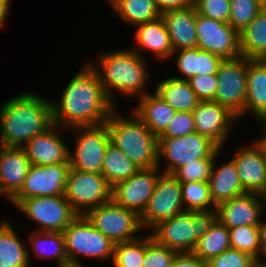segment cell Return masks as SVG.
I'll return each instance as SVG.
<instances>
[{"mask_svg": "<svg viewBox=\"0 0 266 267\" xmlns=\"http://www.w3.org/2000/svg\"><path fill=\"white\" fill-rule=\"evenodd\" d=\"M91 62L71 78L60 101L51 102L53 124L61 130L104 124L116 109Z\"/></svg>", "mask_w": 266, "mask_h": 267, "instance_id": "6da1fadb", "label": "cell"}, {"mask_svg": "<svg viewBox=\"0 0 266 267\" xmlns=\"http://www.w3.org/2000/svg\"><path fill=\"white\" fill-rule=\"evenodd\" d=\"M27 92V93H26ZM0 107V145L23 147L53 125L51 101L26 91Z\"/></svg>", "mask_w": 266, "mask_h": 267, "instance_id": "7a4b0ae2", "label": "cell"}, {"mask_svg": "<svg viewBox=\"0 0 266 267\" xmlns=\"http://www.w3.org/2000/svg\"><path fill=\"white\" fill-rule=\"evenodd\" d=\"M98 55L99 64L93 62L91 65L95 67L100 76L105 94L116 107V100L113 96V92L116 90L119 94L128 97L137 95L142 97L149 93L145 86L151 79V74L145 57H141L130 47L129 49L105 51Z\"/></svg>", "mask_w": 266, "mask_h": 267, "instance_id": "3957f363", "label": "cell"}, {"mask_svg": "<svg viewBox=\"0 0 266 267\" xmlns=\"http://www.w3.org/2000/svg\"><path fill=\"white\" fill-rule=\"evenodd\" d=\"M128 118L117 108L105 122L110 141L120 149L139 169L158 167V137L133 112Z\"/></svg>", "mask_w": 266, "mask_h": 267, "instance_id": "277c9868", "label": "cell"}, {"mask_svg": "<svg viewBox=\"0 0 266 267\" xmlns=\"http://www.w3.org/2000/svg\"><path fill=\"white\" fill-rule=\"evenodd\" d=\"M217 220V209L184 211L155 225L150 233L152 239L177 253H192Z\"/></svg>", "mask_w": 266, "mask_h": 267, "instance_id": "5b68a950", "label": "cell"}, {"mask_svg": "<svg viewBox=\"0 0 266 267\" xmlns=\"http://www.w3.org/2000/svg\"><path fill=\"white\" fill-rule=\"evenodd\" d=\"M68 261L86 256L98 261L113 260L115 244L97 230L85 215H78L63 231Z\"/></svg>", "mask_w": 266, "mask_h": 267, "instance_id": "8992f818", "label": "cell"}, {"mask_svg": "<svg viewBox=\"0 0 266 267\" xmlns=\"http://www.w3.org/2000/svg\"><path fill=\"white\" fill-rule=\"evenodd\" d=\"M220 149L208 137L197 132L181 137L158 138V168L165 158L167 163L162 173L173 174L185 164L199 159H214Z\"/></svg>", "mask_w": 266, "mask_h": 267, "instance_id": "52a82bcc", "label": "cell"}, {"mask_svg": "<svg viewBox=\"0 0 266 267\" xmlns=\"http://www.w3.org/2000/svg\"><path fill=\"white\" fill-rule=\"evenodd\" d=\"M85 216L114 244L129 242L142 236L139 233L143 230L140 215L117 205L113 200L90 209Z\"/></svg>", "mask_w": 266, "mask_h": 267, "instance_id": "ba28073f", "label": "cell"}, {"mask_svg": "<svg viewBox=\"0 0 266 267\" xmlns=\"http://www.w3.org/2000/svg\"><path fill=\"white\" fill-rule=\"evenodd\" d=\"M64 196L78 215H85L112 200V186L102 174L70 168Z\"/></svg>", "mask_w": 266, "mask_h": 267, "instance_id": "9c48e42d", "label": "cell"}, {"mask_svg": "<svg viewBox=\"0 0 266 267\" xmlns=\"http://www.w3.org/2000/svg\"><path fill=\"white\" fill-rule=\"evenodd\" d=\"M69 130L75 133L74 151L70 150L69 155L71 169L102 174L105 152L111 143L106 123Z\"/></svg>", "mask_w": 266, "mask_h": 267, "instance_id": "30bf717a", "label": "cell"}, {"mask_svg": "<svg viewBox=\"0 0 266 267\" xmlns=\"http://www.w3.org/2000/svg\"><path fill=\"white\" fill-rule=\"evenodd\" d=\"M15 207L39 225L36 231L62 232L78 216L64 195L22 199Z\"/></svg>", "mask_w": 266, "mask_h": 267, "instance_id": "8fae6325", "label": "cell"}, {"mask_svg": "<svg viewBox=\"0 0 266 267\" xmlns=\"http://www.w3.org/2000/svg\"><path fill=\"white\" fill-rule=\"evenodd\" d=\"M216 74L218 85L214 101L241 120L247 96V58L222 60Z\"/></svg>", "mask_w": 266, "mask_h": 267, "instance_id": "7c38bea8", "label": "cell"}, {"mask_svg": "<svg viewBox=\"0 0 266 267\" xmlns=\"http://www.w3.org/2000/svg\"><path fill=\"white\" fill-rule=\"evenodd\" d=\"M184 211L181 183L172 174L162 173L146 209L140 215L142 227L150 230Z\"/></svg>", "mask_w": 266, "mask_h": 267, "instance_id": "4fadbf2b", "label": "cell"}, {"mask_svg": "<svg viewBox=\"0 0 266 267\" xmlns=\"http://www.w3.org/2000/svg\"><path fill=\"white\" fill-rule=\"evenodd\" d=\"M197 48L224 59L241 57L239 32L224 23L197 13Z\"/></svg>", "mask_w": 266, "mask_h": 267, "instance_id": "5bb4252c", "label": "cell"}, {"mask_svg": "<svg viewBox=\"0 0 266 267\" xmlns=\"http://www.w3.org/2000/svg\"><path fill=\"white\" fill-rule=\"evenodd\" d=\"M70 164L33 165L22 188L9 200L17 205L22 199L64 195Z\"/></svg>", "mask_w": 266, "mask_h": 267, "instance_id": "9a60e30c", "label": "cell"}, {"mask_svg": "<svg viewBox=\"0 0 266 267\" xmlns=\"http://www.w3.org/2000/svg\"><path fill=\"white\" fill-rule=\"evenodd\" d=\"M158 167L140 169L129 179L117 182L112 187V200L126 209L141 215L151 198L159 176ZM159 173V174H158Z\"/></svg>", "mask_w": 266, "mask_h": 267, "instance_id": "2e32d148", "label": "cell"}, {"mask_svg": "<svg viewBox=\"0 0 266 267\" xmlns=\"http://www.w3.org/2000/svg\"><path fill=\"white\" fill-rule=\"evenodd\" d=\"M195 130L223 148L238 117L228 108L215 101H200L192 111Z\"/></svg>", "mask_w": 266, "mask_h": 267, "instance_id": "e0dca14e", "label": "cell"}, {"mask_svg": "<svg viewBox=\"0 0 266 267\" xmlns=\"http://www.w3.org/2000/svg\"><path fill=\"white\" fill-rule=\"evenodd\" d=\"M58 127V125L53 124L42 134L34 136L22 147L31 164H70V148L59 136Z\"/></svg>", "mask_w": 266, "mask_h": 267, "instance_id": "ac0fdd59", "label": "cell"}, {"mask_svg": "<svg viewBox=\"0 0 266 267\" xmlns=\"http://www.w3.org/2000/svg\"><path fill=\"white\" fill-rule=\"evenodd\" d=\"M233 156L239 181L246 193L257 194L266 186V157L262 148L254 142L237 149Z\"/></svg>", "mask_w": 266, "mask_h": 267, "instance_id": "d6986e66", "label": "cell"}, {"mask_svg": "<svg viewBox=\"0 0 266 267\" xmlns=\"http://www.w3.org/2000/svg\"><path fill=\"white\" fill-rule=\"evenodd\" d=\"M217 219L228 229L239 226H258L262 220V207L255 193H246L219 204ZM261 218V219H260Z\"/></svg>", "mask_w": 266, "mask_h": 267, "instance_id": "ffe728a7", "label": "cell"}, {"mask_svg": "<svg viewBox=\"0 0 266 267\" xmlns=\"http://www.w3.org/2000/svg\"><path fill=\"white\" fill-rule=\"evenodd\" d=\"M30 166L22 147L0 145V194L8 201L22 188Z\"/></svg>", "mask_w": 266, "mask_h": 267, "instance_id": "44dd1931", "label": "cell"}, {"mask_svg": "<svg viewBox=\"0 0 266 267\" xmlns=\"http://www.w3.org/2000/svg\"><path fill=\"white\" fill-rule=\"evenodd\" d=\"M196 15L197 10L194 5L161 14L171 39L173 52L180 49L197 48Z\"/></svg>", "mask_w": 266, "mask_h": 267, "instance_id": "7402d4cb", "label": "cell"}, {"mask_svg": "<svg viewBox=\"0 0 266 267\" xmlns=\"http://www.w3.org/2000/svg\"><path fill=\"white\" fill-rule=\"evenodd\" d=\"M136 28L135 41L137 43L133 48H130L131 50L141 57H144L143 48L151 50L154 57L156 56L160 60L172 57L173 46L164 20L161 17L154 21L140 24Z\"/></svg>", "mask_w": 266, "mask_h": 267, "instance_id": "603a6c76", "label": "cell"}, {"mask_svg": "<svg viewBox=\"0 0 266 267\" xmlns=\"http://www.w3.org/2000/svg\"><path fill=\"white\" fill-rule=\"evenodd\" d=\"M221 150L215 154L211 176L208 181L210 196L216 207L225 201L246 194L239 181L237 167L233 159H230L224 165L215 166L217 163L215 160L221 154Z\"/></svg>", "mask_w": 266, "mask_h": 267, "instance_id": "cb8c5ba5", "label": "cell"}, {"mask_svg": "<svg viewBox=\"0 0 266 267\" xmlns=\"http://www.w3.org/2000/svg\"><path fill=\"white\" fill-rule=\"evenodd\" d=\"M261 120L266 115V60L247 59V96L243 116Z\"/></svg>", "mask_w": 266, "mask_h": 267, "instance_id": "d4e9b609", "label": "cell"}, {"mask_svg": "<svg viewBox=\"0 0 266 267\" xmlns=\"http://www.w3.org/2000/svg\"><path fill=\"white\" fill-rule=\"evenodd\" d=\"M132 112L154 135L159 137L177 111L153 92L139 97L138 104L132 109Z\"/></svg>", "mask_w": 266, "mask_h": 267, "instance_id": "484cf974", "label": "cell"}, {"mask_svg": "<svg viewBox=\"0 0 266 267\" xmlns=\"http://www.w3.org/2000/svg\"><path fill=\"white\" fill-rule=\"evenodd\" d=\"M178 53V54H176ZM177 56L175 59L178 71L181 76L174 78L180 80H188L195 75L216 74L218 67L222 62V58L199 48H188L174 51L172 56ZM183 76V77H182Z\"/></svg>", "mask_w": 266, "mask_h": 267, "instance_id": "4316f807", "label": "cell"}, {"mask_svg": "<svg viewBox=\"0 0 266 267\" xmlns=\"http://www.w3.org/2000/svg\"><path fill=\"white\" fill-rule=\"evenodd\" d=\"M15 228L6 220L0 223V267H31V251L20 241Z\"/></svg>", "mask_w": 266, "mask_h": 267, "instance_id": "83f0119b", "label": "cell"}, {"mask_svg": "<svg viewBox=\"0 0 266 267\" xmlns=\"http://www.w3.org/2000/svg\"><path fill=\"white\" fill-rule=\"evenodd\" d=\"M240 54L249 60H266V7L239 32Z\"/></svg>", "mask_w": 266, "mask_h": 267, "instance_id": "f1b7e54d", "label": "cell"}, {"mask_svg": "<svg viewBox=\"0 0 266 267\" xmlns=\"http://www.w3.org/2000/svg\"><path fill=\"white\" fill-rule=\"evenodd\" d=\"M155 93L177 112H192L200 100L191 89L188 80L165 78L156 85Z\"/></svg>", "mask_w": 266, "mask_h": 267, "instance_id": "f546056e", "label": "cell"}, {"mask_svg": "<svg viewBox=\"0 0 266 267\" xmlns=\"http://www.w3.org/2000/svg\"><path fill=\"white\" fill-rule=\"evenodd\" d=\"M116 14L131 26H138L161 17L156 0H108Z\"/></svg>", "mask_w": 266, "mask_h": 267, "instance_id": "4dcf8cb0", "label": "cell"}, {"mask_svg": "<svg viewBox=\"0 0 266 267\" xmlns=\"http://www.w3.org/2000/svg\"><path fill=\"white\" fill-rule=\"evenodd\" d=\"M26 244L31 245L37 258L55 259L57 265L68 261L62 232L34 231L29 233Z\"/></svg>", "mask_w": 266, "mask_h": 267, "instance_id": "1f68e13d", "label": "cell"}, {"mask_svg": "<svg viewBox=\"0 0 266 267\" xmlns=\"http://www.w3.org/2000/svg\"><path fill=\"white\" fill-rule=\"evenodd\" d=\"M230 248L229 229L217 219L208 232L197 241L192 253L206 263Z\"/></svg>", "mask_w": 266, "mask_h": 267, "instance_id": "d6a6232c", "label": "cell"}, {"mask_svg": "<svg viewBox=\"0 0 266 267\" xmlns=\"http://www.w3.org/2000/svg\"><path fill=\"white\" fill-rule=\"evenodd\" d=\"M140 169L117 147L109 144L102 166V175L113 187L117 182L129 179Z\"/></svg>", "mask_w": 266, "mask_h": 267, "instance_id": "836d02e7", "label": "cell"}, {"mask_svg": "<svg viewBox=\"0 0 266 267\" xmlns=\"http://www.w3.org/2000/svg\"><path fill=\"white\" fill-rule=\"evenodd\" d=\"M181 191L185 211L211 210L216 208L210 196L208 182L181 183Z\"/></svg>", "mask_w": 266, "mask_h": 267, "instance_id": "e575fe53", "label": "cell"}, {"mask_svg": "<svg viewBox=\"0 0 266 267\" xmlns=\"http://www.w3.org/2000/svg\"><path fill=\"white\" fill-rule=\"evenodd\" d=\"M231 248L245 252L257 261L260 259L262 248L258 226H239L229 229Z\"/></svg>", "mask_w": 266, "mask_h": 267, "instance_id": "d590c367", "label": "cell"}, {"mask_svg": "<svg viewBox=\"0 0 266 267\" xmlns=\"http://www.w3.org/2000/svg\"><path fill=\"white\" fill-rule=\"evenodd\" d=\"M145 255V235L138 239L115 244L114 267H142Z\"/></svg>", "mask_w": 266, "mask_h": 267, "instance_id": "8d00e7d4", "label": "cell"}, {"mask_svg": "<svg viewBox=\"0 0 266 267\" xmlns=\"http://www.w3.org/2000/svg\"><path fill=\"white\" fill-rule=\"evenodd\" d=\"M264 8L259 0H230L229 24L242 31Z\"/></svg>", "mask_w": 266, "mask_h": 267, "instance_id": "74e56055", "label": "cell"}, {"mask_svg": "<svg viewBox=\"0 0 266 267\" xmlns=\"http://www.w3.org/2000/svg\"><path fill=\"white\" fill-rule=\"evenodd\" d=\"M178 253L157 244L150 234H145V255L142 267H170Z\"/></svg>", "mask_w": 266, "mask_h": 267, "instance_id": "f35d334b", "label": "cell"}, {"mask_svg": "<svg viewBox=\"0 0 266 267\" xmlns=\"http://www.w3.org/2000/svg\"><path fill=\"white\" fill-rule=\"evenodd\" d=\"M214 159H199L185 164L172 175L180 182H208L212 172Z\"/></svg>", "mask_w": 266, "mask_h": 267, "instance_id": "ab89813d", "label": "cell"}, {"mask_svg": "<svg viewBox=\"0 0 266 267\" xmlns=\"http://www.w3.org/2000/svg\"><path fill=\"white\" fill-rule=\"evenodd\" d=\"M205 267H257V260L245 252L230 248L209 259Z\"/></svg>", "mask_w": 266, "mask_h": 267, "instance_id": "60d3db41", "label": "cell"}, {"mask_svg": "<svg viewBox=\"0 0 266 267\" xmlns=\"http://www.w3.org/2000/svg\"><path fill=\"white\" fill-rule=\"evenodd\" d=\"M196 132L192 112H176L165 131L158 138H174Z\"/></svg>", "mask_w": 266, "mask_h": 267, "instance_id": "b9f144b4", "label": "cell"}, {"mask_svg": "<svg viewBox=\"0 0 266 267\" xmlns=\"http://www.w3.org/2000/svg\"><path fill=\"white\" fill-rule=\"evenodd\" d=\"M194 6L200 15L224 23L229 22L230 0H199Z\"/></svg>", "mask_w": 266, "mask_h": 267, "instance_id": "7bdbcfd3", "label": "cell"}, {"mask_svg": "<svg viewBox=\"0 0 266 267\" xmlns=\"http://www.w3.org/2000/svg\"><path fill=\"white\" fill-rule=\"evenodd\" d=\"M188 82L200 101H214L218 85L217 74L195 75Z\"/></svg>", "mask_w": 266, "mask_h": 267, "instance_id": "ee69618b", "label": "cell"}, {"mask_svg": "<svg viewBox=\"0 0 266 267\" xmlns=\"http://www.w3.org/2000/svg\"><path fill=\"white\" fill-rule=\"evenodd\" d=\"M170 267H205V262L193 253H178Z\"/></svg>", "mask_w": 266, "mask_h": 267, "instance_id": "f6af8a7d", "label": "cell"}, {"mask_svg": "<svg viewBox=\"0 0 266 267\" xmlns=\"http://www.w3.org/2000/svg\"><path fill=\"white\" fill-rule=\"evenodd\" d=\"M156 3L161 14L170 10L184 9L192 5L189 0H156Z\"/></svg>", "mask_w": 266, "mask_h": 267, "instance_id": "bcb514c9", "label": "cell"}, {"mask_svg": "<svg viewBox=\"0 0 266 267\" xmlns=\"http://www.w3.org/2000/svg\"><path fill=\"white\" fill-rule=\"evenodd\" d=\"M11 0H0V29L9 15Z\"/></svg>", "mask_w": 266, "mask_h": 267, "instance_id": "7dc6e473", "label": "cell"}, {"mask_svg": "<svg viewBox=\"0 0 266 267\" xmlns=\"http://www.w3.org/2000/svg\"><path fill=\"white\" fill-rule=\"evenodd\" d=\"M260 245L262 251L266 248V221H262L258 225Z\"/></svg>", "mask_w": 266, "mask_h": 267, "instance_id": "c3c4849f", "label": "cell"}, {"mask_svg": "<svg viewBox=\"0 0 266 267\" xmlns=\"http://www.w3.org/2000/svg\"><path fill=\"white\" fill-rule=\"evenodd\" d=\"M259 200H260V205L262 207V213L266 211V186H264L258 193H257Z\"/></svg>", "mask_w": 266, "mask_h": 267, "instance_id": "681fc988", "label": "cell"}, {"mask_svg": "<svg viewBox=\"0 0 266 267\" xmlns=\"http://www.w3.org/2000/svg\"><path fill=\"white\" fill-rule=\"evenodd\" d=\"M264 125V134L262 137H260V139L255 140L256 143L262 148L265 157H266V125L264 123H262Z\"/></svg>", "mask_w": 266, "mask_h": 267, "instance_id": "f907efd6", "label": "cell"}, {"mask_svg": "<svg viewBox=\"0 0 266 267\" xmlns=\"http://www.w3.org/2000/svg\"><path fill=\"white\" fill-rule=\"evenodd\" d=\"M58 267H84L82 262L66 261L58 265Z\"/></svg>", "mask_w": 266, "mask_h": 267, "instance_id": "816d5d0a", "label": "cell"}, {"mask_svg": "<svg viewBox=\"0 0 266 267\" xmlns=\"http://www.w3.org/2000/svg\"><path fill=\"white\" fill-rule=\"evenodd\" d=\"M262 257H264L266 259V248L261 252L260 259L257 261V267H266V262H265L266 260L261 261Z\"/></svg>", "mask_w": 266, "mask_h": 267, "instance_id": "f5cc1de1", "label": "cell"}, {"mask_svg": "<svg viewBox=\"0 0 266 267\" xmlns=\"http://www.w3.org/2000/svg\"><path fill=\"white\" fill-rule=\"evenodd\" d=\"M260 122H262L266 125V115L260 120Z\"/></svg>", "mask_w": 266, "mask_h": 267, "instance_id": "db71d44e", "label": "cell"}, {"mask_svg": "<svg viewBox=\"0 0 266 267\" xmlns=\"http://www.w3.org/2000/svg\"><path fill=\"white\" fill-rule=\"evenodd\" d=\"M261 2V4L266 7V0H259Z\"/></svg>", "mask_w": 266, "mask_h": 267, "instance_id": "11a10c76", "label": "cell"}, {"mask_svg": "<svg viewBox=\"0 0 266 267\" xmlns=\"http://www.w3.org/2000/svg\"><path fill=\"white\" fill-rule=\"evenodd\" d=\"M199 0H189V2L194 5L196 2H198Z\"/></svg>", "mask_w": 266, "mask_h": 267, "instance_id": "9f6ffc18", "label": "cell"}]
</instances>
